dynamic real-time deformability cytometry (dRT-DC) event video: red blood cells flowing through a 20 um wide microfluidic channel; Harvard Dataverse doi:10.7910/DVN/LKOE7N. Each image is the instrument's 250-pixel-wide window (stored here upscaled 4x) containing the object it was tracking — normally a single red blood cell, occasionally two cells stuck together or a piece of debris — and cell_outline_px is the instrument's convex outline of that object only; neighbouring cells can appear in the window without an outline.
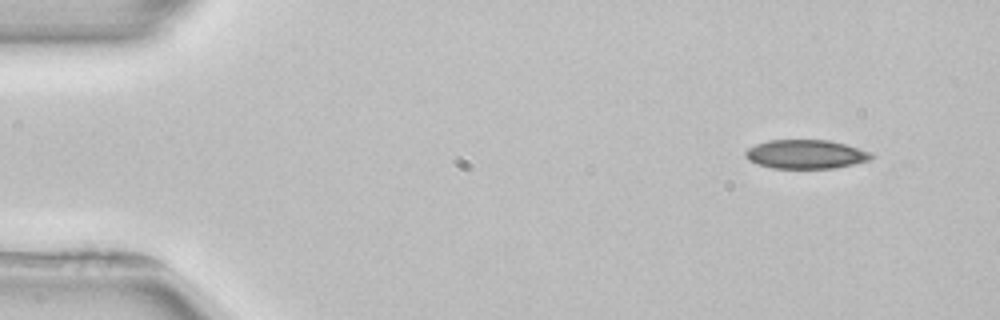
{"species": "common noctule bat (a hibernating species)", "species_latin": "Nyctalus noctula", "temperature_condition": "room temperature", "stored_images_in_passage": 3, "camera_frame_rate_fps": 3000, "um_per_image_px": 0.085, "animal": {"sex": "female", "body_mass_g": 22.7, "forearm_length_mm": 54.2}, "frame": {"image": 1, "passage_image": 1, "time_ms": 0.0, "image_size_px": [1000, 320], "cell_outline_px": [[876, 156], [872, 160], [832, 168], [772, 168], [756, 164], [748, 160], [744, 156], [744, 152], [748, 148], [756, 144], [768, 140], [828, 140], [844, 144], [872, 152]], "centroid_in_image_um": [68.49, 13.11], "position_along_channel_um": 16.5, "area_um2": 21.33}}